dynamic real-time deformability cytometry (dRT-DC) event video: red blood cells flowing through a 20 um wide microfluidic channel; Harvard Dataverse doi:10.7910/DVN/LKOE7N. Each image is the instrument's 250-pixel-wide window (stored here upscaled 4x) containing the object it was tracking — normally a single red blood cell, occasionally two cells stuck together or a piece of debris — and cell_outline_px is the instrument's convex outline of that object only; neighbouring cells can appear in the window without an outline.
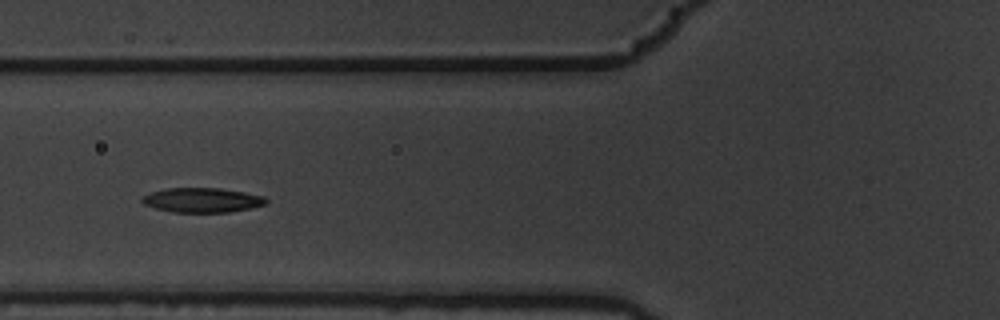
{"species": "common noctule bat (a hibernating species)", "species_latin": "Nyctalus noctula", "temperature_condition": "warm", "stored_images_in_passage": 9, "camera_frame_rate_fps": 3000, "um_per_image_px": 0.085, "animal": {"sex": "male", "body_mass_g": 19.5, "forearm_length_mm": 54.6}, "frame": {"image": 1, "passage_image": 4, "time_ms": 1.0, "image_size_px": [1000, 320], "cell_outline_px": [[268, 204], [228, 212], [172, 212], [156, 208], [144, 204], [140, 200], [140, 196], [164, 188], [220, 188], [244, 192], [264, 196], [268, 200]], "centroid_in_image_um": [17.16, 17.0], "position_along_channel_um": 108.6, "area_um2": 17.8}}
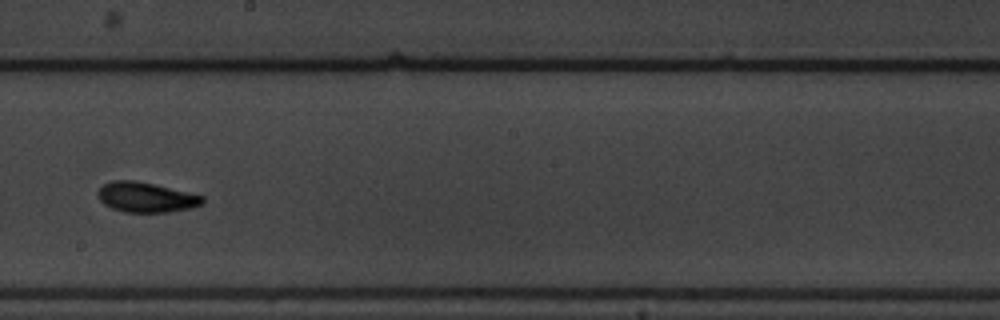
{"frame": {"image": 2, "passage_image": 7, "time_ms": 2.0, "image_size_px": [1000, 320], "cell_outline_px": [[204, 204], [192, 208], [168, 212], [124, 212], [112, 208], [104, 204], [100, 200], [96, 192], [104, 184], [112, 180], [136, 180], [188, 192], [204, 196]], "centroid_in_image_um": [12.42, 16.77], "position_along_channel_um": 235.8, "area_um2": 18.38}}
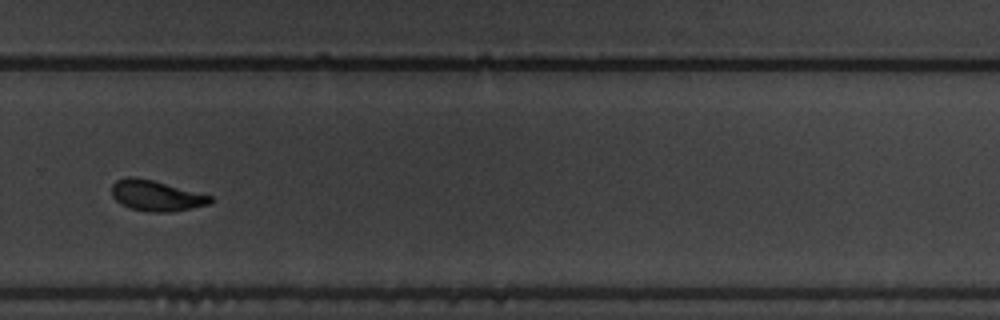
{"frame": {"image": 3, "passage_image": 9, "time_ms": 2.667, "image_size_px": [1000, 320], "cell_outline_px": [[212, 200], [208, 204], [192, 208], [172, 212], [148, 212], [128, 208], [116, 200], [112, 196], [112, 184], [116, 180], [128, 176], [132, 176], [152, 180], [212, 196]], "centroid_in_image_um": [13.24, 16.64], "position_along_channel_um": 316.6, "area_um2": 17.51}}